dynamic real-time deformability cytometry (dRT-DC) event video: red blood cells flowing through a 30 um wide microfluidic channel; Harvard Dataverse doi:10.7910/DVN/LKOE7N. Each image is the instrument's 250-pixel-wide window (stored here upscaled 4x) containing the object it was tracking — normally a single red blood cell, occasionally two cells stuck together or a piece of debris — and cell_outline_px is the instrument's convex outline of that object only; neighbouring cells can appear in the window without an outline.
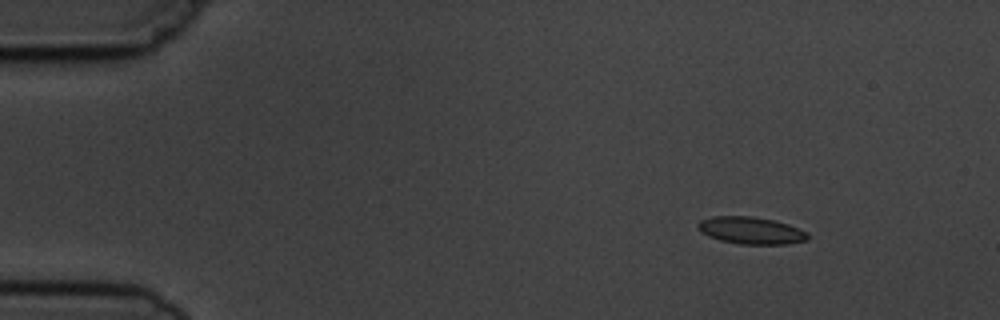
{"species": "common noctule bat (a hibernating species)", "species_latin": "Nyctalus noctula", "temperature_condition": "cold", "stored_images_in_passage": 3, "camera_frame_rate_fps": 3000, "um_per_image_px": 0.085, "animal": {"sex": "male", "body_mass_g": 19.5, "forearm_length_mm": 54.6}, "frame": {"image": 1, "passage_image": 1, "time_ms": 0.0, "image_size_px": [1000, 320], "cell_outline_px": [[808, 240], [788, 244], [740, 244], [720, 240], [708, 236], [700, 232], [696, 228], [696, 224], [700, 220], [712, 216], [752, 216], [772, 220], [788, 224], [808, 232]], "centroid_in_image_um": [63.8, 19.59], "position_along_channel_um": 21.2, "area_um2": 17.51}}
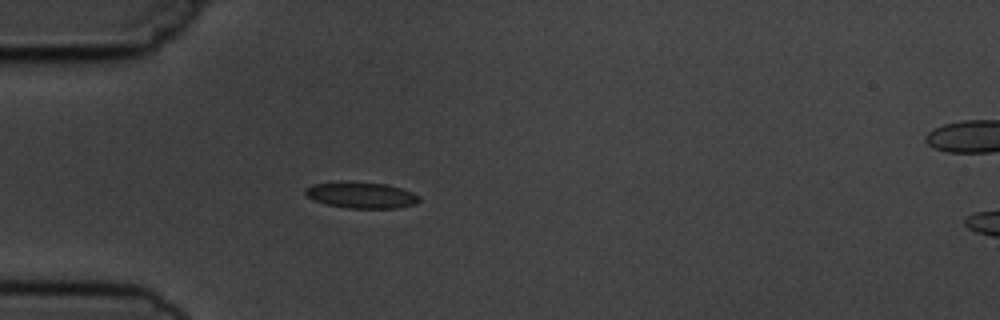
{"frame": {"image": 2, "passage_image": 3, "time_ms": 3.0, "image_size_px": [1000, 320], "cell_outline_px": [[420, 200], [416, 204], [396, 208], [348, 208], [324, 204], [312, 200], [304, 192], [304, 188], [312, 184], [344, 180], [348, 180], [388, 184], [412, 192], [420, 196]], "centroid_in_image_um": [30.67, 16.56], "position_along_channel_um": 54.3, "area_um2": 17.86}}